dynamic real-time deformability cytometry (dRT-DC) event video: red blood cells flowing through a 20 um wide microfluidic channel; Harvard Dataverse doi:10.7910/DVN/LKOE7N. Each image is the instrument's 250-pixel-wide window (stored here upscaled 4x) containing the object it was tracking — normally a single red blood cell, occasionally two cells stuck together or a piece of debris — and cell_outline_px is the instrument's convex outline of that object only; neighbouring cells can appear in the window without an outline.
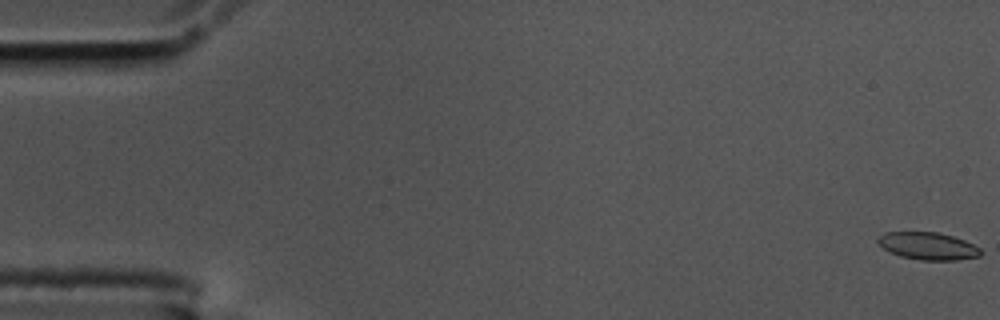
{"species": "common noctule bat (a hibernating species)", "species_latin": "Nyctalus noctula", "temperature_condition": "cold", "stored_images_in_passage": 58, "camera_frame_rate_fps": 3000, "um_per_image_px": 0.085, "animal": {"sex": "male", "body_mass_g": 17.5, "forearm_length_mm": 52.3}, "frame": {"image": 1, "passage_image": 1, "time_ms": 0.0, "image_size_px": [1000, 320], "cell_outline_px": [[984, 252], [980, 256], [956, 260], [920, 260], [900, 256], [884, 248], [876, 240], [884, 232], [936, 232], [952, 236], [964, 240], [980, 248]], "centroid_in_image_um": [78.91, 20.91], "position_along_channel_um": 6.1, "area_um2": 16.3}}
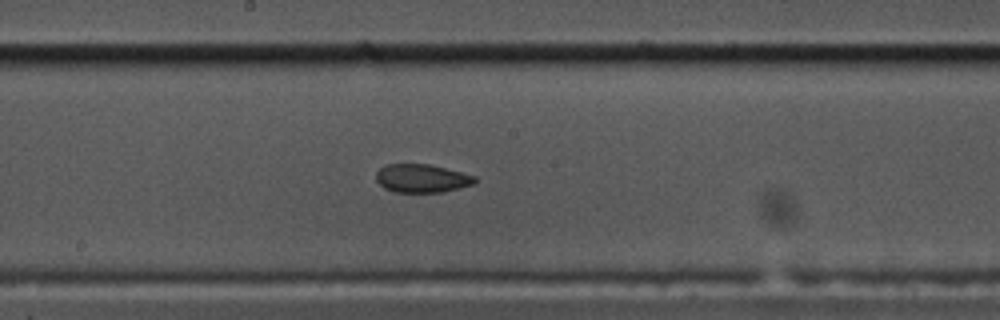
{"frame": {"image": 2, "passage_image": 31, "time_ms": 10.0, "image_size_px": [1000, 320], "cell_outline_px": [[476, 184], [444, 192], [396, 192], [384, 188], [376, 180], [376, 172], [380, 168], [388, 164], [428, 164], [476, 176]], "centroid_in_image_um": [35.87, 15.17], "position_along_channel_um": 212.3, "area_um2": 16.3}}
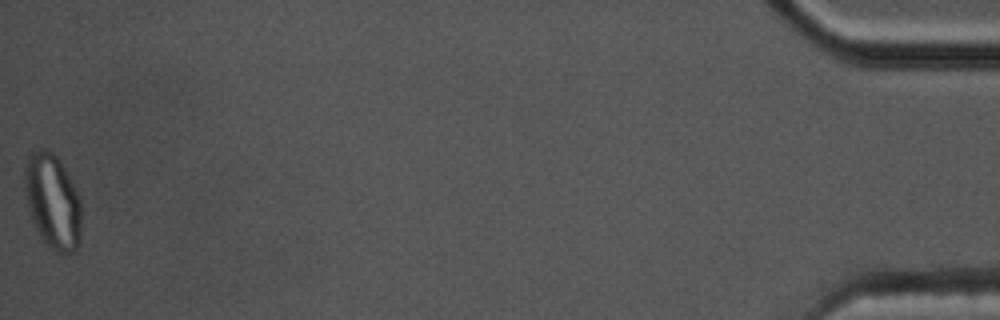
{"frame": {"image": 3, "passage_image": 58, "time_ms": 19.0, "image_size_px": [1000, 320], "cell_outline_px": [[80, 240], [76, 252], [60, 252], [52, 248], [40, 236], [32, 220], [28, 208], [24, 192], [24, 164], [28, 156], [32, 152], [40, 148], [44, 148], [52, 152], [60, 160], [80, 200]], "centroid_in_image_um": [4.44, 17.08], "position_along_channel_um": 430.8, "area_um2": 31.1}, "authors_computed_cell_mechanics": {"area_um2": 17.3111, "velocity_mm_per_s": 3.5146, "shape_relaxation_time_tau1_ms": null, "shape_relaxation_time_tau2_ms": 1.3374, "deformation_change_tau1": null, "deformation_change_tau2": 0.0671}}